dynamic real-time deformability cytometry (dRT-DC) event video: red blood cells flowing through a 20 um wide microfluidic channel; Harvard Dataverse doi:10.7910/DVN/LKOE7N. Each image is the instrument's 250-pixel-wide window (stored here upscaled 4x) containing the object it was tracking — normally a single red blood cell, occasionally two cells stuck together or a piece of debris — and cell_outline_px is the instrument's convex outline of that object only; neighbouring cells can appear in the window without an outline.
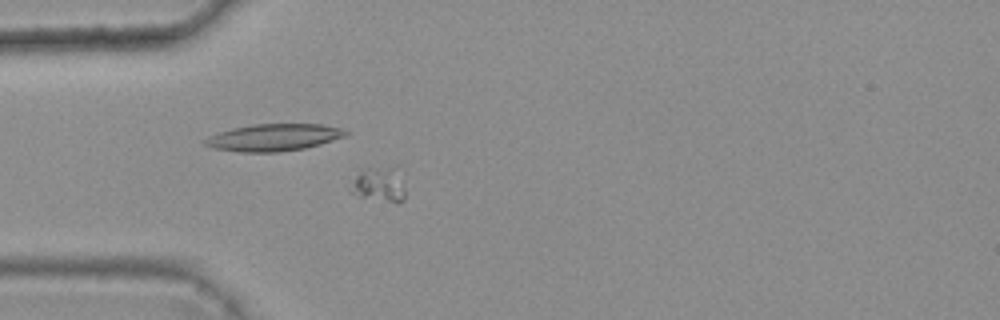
{"species": "common noctule bat (a hibernating species)", "species_latin": "Nyctalus noctula", "temperature_condition": "warm", "stored_images_in_passage": 5, "camera_frame_rate_fps": 3000, "um_per_image_px": 0.085, "animal": {"sex": "female", "body_mass_g": 25.1}, "frame": {"image": 1, "passage_image": 5, "time_ms": 1.333, "image_size_px": [1000, 320], "cell_outline_px": [[404, 200], [396, 204], [360, 196], [348, 192], [356, 168], [396, 164], [400, 164], [404, 188]], "centroid_in_image_um": [32.22, 15.58], "position_along_channel_um": 52.8, "area_um2": 12.31}}